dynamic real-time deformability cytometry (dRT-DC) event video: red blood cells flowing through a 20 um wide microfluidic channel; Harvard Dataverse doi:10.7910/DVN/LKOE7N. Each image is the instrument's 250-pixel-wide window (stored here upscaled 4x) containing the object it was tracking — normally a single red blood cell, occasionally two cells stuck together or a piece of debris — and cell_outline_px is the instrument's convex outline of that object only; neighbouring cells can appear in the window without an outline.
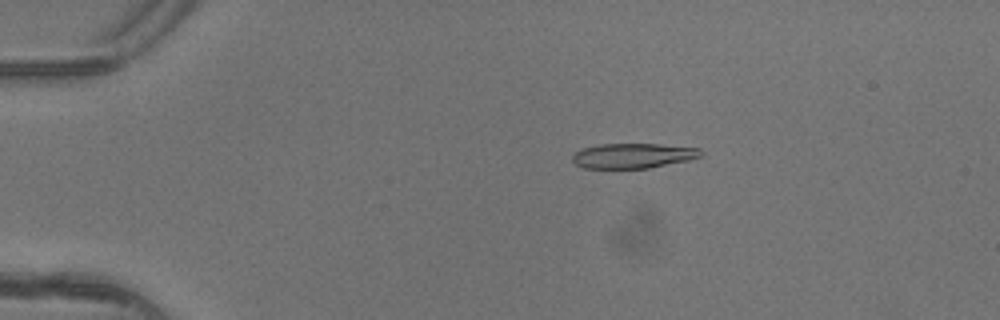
{"species": "common noctule bat (a hibernating species)", "species_latin": "Nyctalus noctula", "temperature_condition": "warm", "stored_images_in_passage": 4, "camera_frame_rate_fps": 3000, "um_per_image_px": 0.085, "animal": {"sex": "female"}, "frame": {"image": 1, "passage_image": 3, "time_ms": 0.667, "image_size_px": [1000, 320], "cell_outline_px": [[704, 152], [700, 156], [688, 160], [648, 168], [584, 168], [576, 164], [572, 160], [572, 156], [580, 148], [600, 144], [660, 144], [700, 148]], "centroid_in_image_um": [53.8, 13.23], "position_along_channel_um": 31.2, "area_um2": 18.67}}